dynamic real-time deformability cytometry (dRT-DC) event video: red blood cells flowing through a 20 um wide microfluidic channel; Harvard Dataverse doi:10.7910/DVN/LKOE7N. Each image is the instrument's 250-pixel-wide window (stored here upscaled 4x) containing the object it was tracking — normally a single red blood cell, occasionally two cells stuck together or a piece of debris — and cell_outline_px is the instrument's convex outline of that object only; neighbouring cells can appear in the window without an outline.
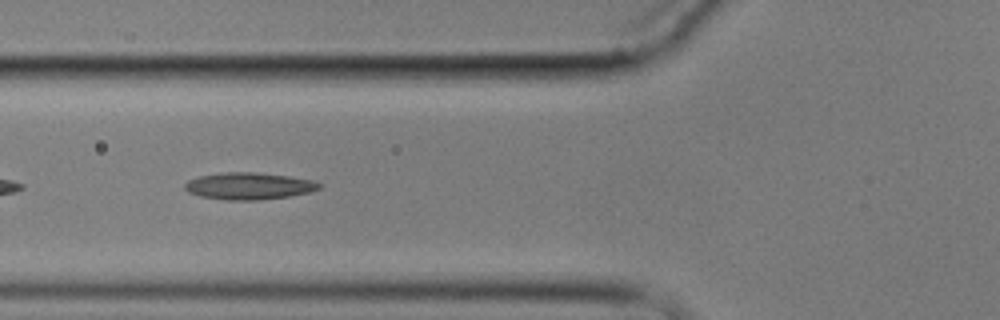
{"species": "common noctule bat (a hibernating species)", "species_latin": "Nyctalus noctula", "temperature_condition": "cold", "stored_images_in_passage": 15, "segment_of_instrument_passage": [1, 2], "camera_frame_rate_fps": 3000, "um_per_image_px": 0.085, "animal": {"sex": "male", "body_mass_g": 17.9}, "frame": {"image": 1, "passage_image": 5, "time_ms": 5.667, "image_size_px": [1000, 320], "cell_outline_px": [[320, 188], [308, 192], [288, 196], [260, 200], [228, 200], [200, 196], [188, 192], [184, 188], [184, 184], [188, 180], [200, 176], [220, 172], [256, 172], [288, 176], [312, 180], [320, 184]], "centroid_in_image_um": [21.11, 15.8], "position_along_channel_um": 104.7, "area_um2": 20.98}}
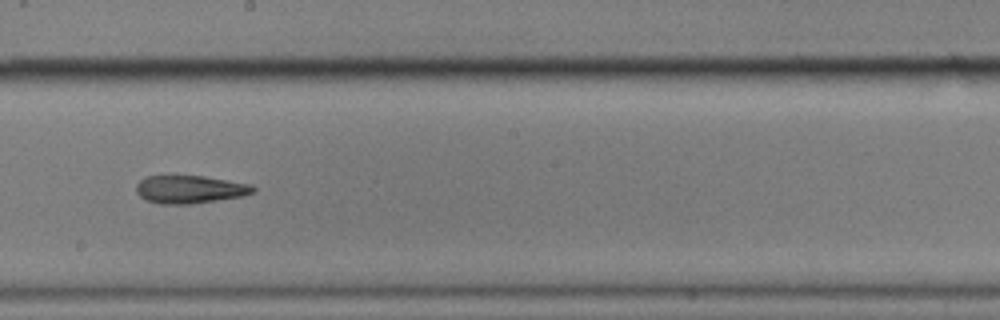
{"frame": {"image": 2, "passage_image": 8, "time_ms": 9.333, "image_size_px": [1000, 320], "cell_outline_px": [[256, 188], [252, 192], [244, 196], [192, 204], [160, 204], [144, 200], [136, 192], [136, 184], [144, 176], [204, 176], [252, 184]], "centroid_in_image_um": [16.12, 16.1], "position_along_channel_um": 232.1, "area_um2": 19.19}}
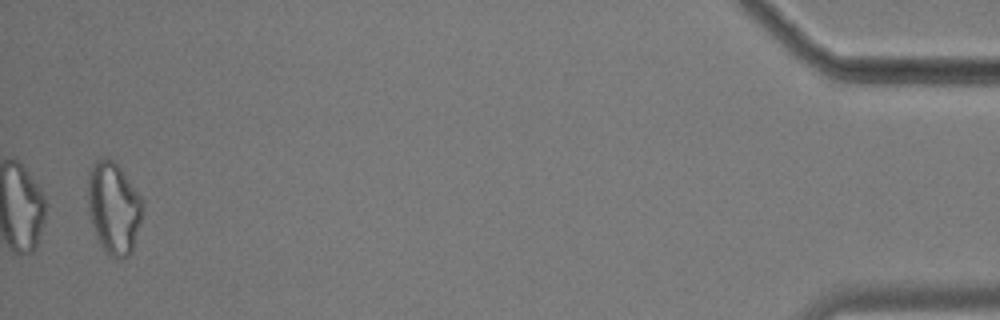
{"frame": {"image": 3, "passage_image": 14, "time_ms": 17.333, "image_size_px": [1000, 320], "cell_outline_px": [[144, 208], [132, 252], [128, 256], [120, 260], [112, 256], [100, 244], [96, 236], [88, 212], [88, 172], [92, 164], [100, 156], [108, 156], [120, 168], [140, 196], [144, 204]], "centroid_in_image_um": [9.65, 17.65], "position_along_channel_um": 425.5, "area_um2": 29.42}}